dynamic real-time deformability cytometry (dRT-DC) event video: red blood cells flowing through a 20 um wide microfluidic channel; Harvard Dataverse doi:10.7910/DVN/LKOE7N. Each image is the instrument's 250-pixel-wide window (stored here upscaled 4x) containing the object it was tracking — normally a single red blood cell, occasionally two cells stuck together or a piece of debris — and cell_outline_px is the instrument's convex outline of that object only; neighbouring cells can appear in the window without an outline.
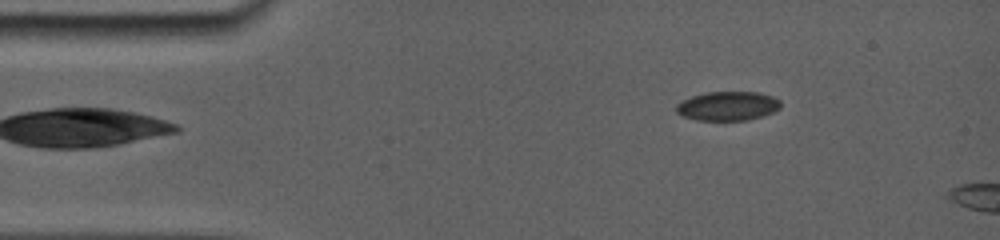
{"species": "common noctule bat (a hibernating species)", "species_latin": "Nyctalus noctula", "temperature_condition": "room temperature", "stored_images_in_passage": 33, "camera_frame_rate_fps": 5000, "um_per_image_px": 0.085, "animal": {"sex": "female", "body_mass_g": 19.0, "forearm_length_mm": 56.7}, "frame": {"image": 1, "passage_image": 1, "time_ms": 0.0, "image_size_px": [1000, 240], "cell_outline_px": [[780, 108], [772, 112], [760, 116], [744, 120], [700, 120], [684, 116], [676, 112], [676, 104], [692, 96], [704, 92], [760, 92], [772, 96], [780, 100]], "centroid_in_image_um": [61.86, 8.99], "position_along_channel_um": 23.1, "area_um2": 17.51}}
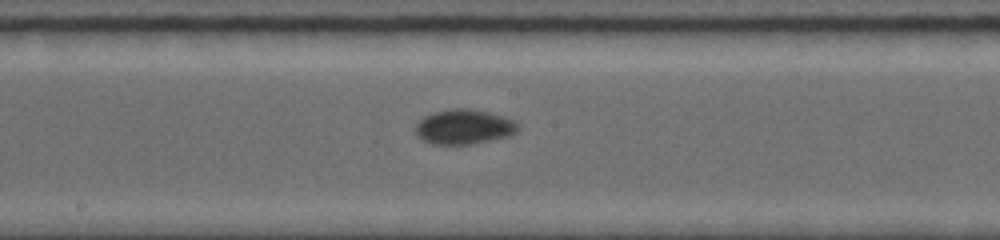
{"frame": {"image": 2, "passage_image": 14, "time_ms": 6.6, "image_size_px": [1000, 240], "cell_outline_px": [[516, 128], [508, 136], [468, 144], [436, 144], [424, 140], [416, 132], [416, 124], [424, 116], [436, 112], [456, 108], [488, 112], [512, 120], [516, 124]], "centroid_in_image_um": [39.38, 10.78], "position_along_channel_um": 208.8, "area_um2": 19.77}}
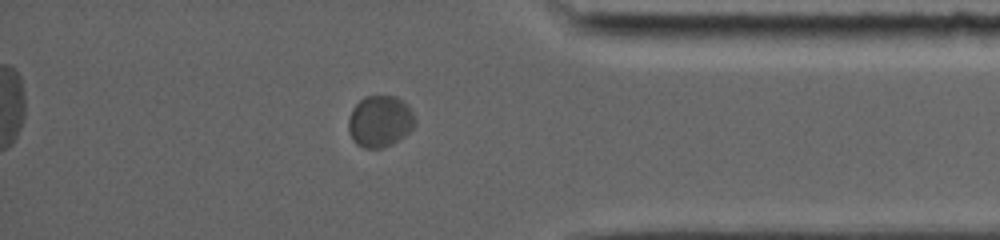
{"frame": {"image": 3, "passage_image": 28, "time_ms": 12.0, "image_size_px": [1000, 240], "cell_outline_px": [[416, 124], [404, 136], [392, 144], [380, 148], [364, 148], [356, 144], [352, 140], [348, 132], [348, 120], [352, 108], [364, 96], [396, 96], [412, 112], [416, 120]], "centroid_in_image_um": [32.26, 10.32], "position_along_channel_um": 402.9, "area_um2": 19.94}}